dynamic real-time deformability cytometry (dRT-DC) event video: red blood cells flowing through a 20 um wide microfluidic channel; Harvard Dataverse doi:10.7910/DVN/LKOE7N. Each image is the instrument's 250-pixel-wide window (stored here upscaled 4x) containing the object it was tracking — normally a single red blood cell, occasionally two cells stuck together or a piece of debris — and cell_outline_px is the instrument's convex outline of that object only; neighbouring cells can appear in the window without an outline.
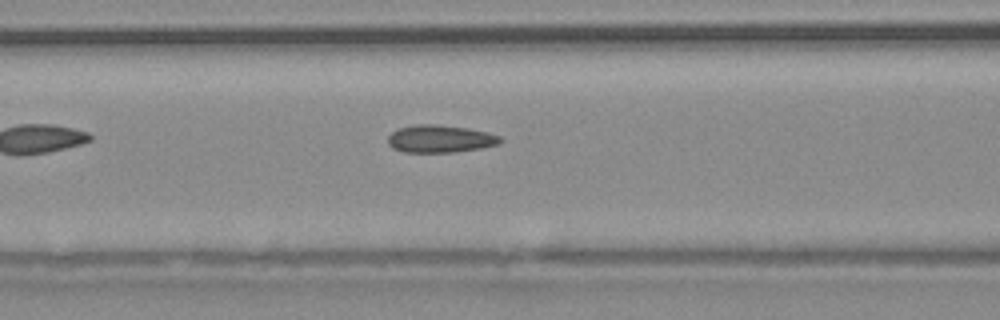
{"species": "common noctule bat (a hibernating species)", "species_latin": "Nyctalus noctula", "temperature_condition": "warm", "stored_images_in_passage": 20, "camera_frame_rate_fps": 3000, "um_per_image_px": 0.085, "animal": {"sex": "male", "body_mass_g": 20.4}, "frame": {"image": 1, "passage_image": 6, "time_ms": 1.667, "image_size_px": [1000, 320], "cell_outline_px": [[504, 140], [496, 144], [480, 148], [452, 152], [404, 152], [392, 148], [388, 144], [388, 136], [392, 132], [400, 128], [416, 124], [440, 124], [468, 128], [500, 136]], "centroid_in_image_um": [37.38, 11.79], "position_along_channel_um": 129.2, "area_um2": 17.92}}